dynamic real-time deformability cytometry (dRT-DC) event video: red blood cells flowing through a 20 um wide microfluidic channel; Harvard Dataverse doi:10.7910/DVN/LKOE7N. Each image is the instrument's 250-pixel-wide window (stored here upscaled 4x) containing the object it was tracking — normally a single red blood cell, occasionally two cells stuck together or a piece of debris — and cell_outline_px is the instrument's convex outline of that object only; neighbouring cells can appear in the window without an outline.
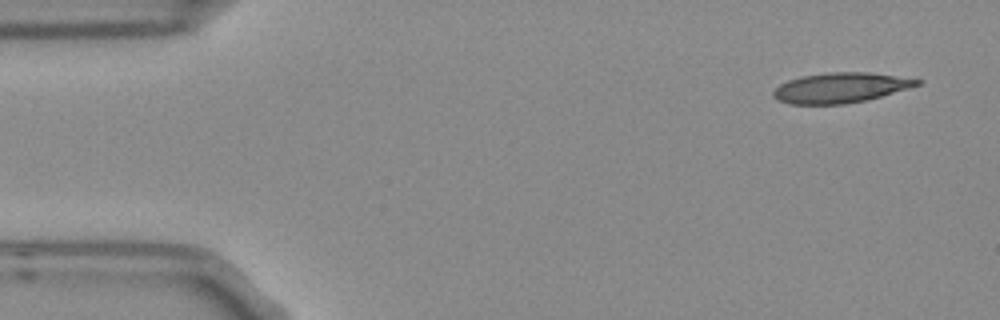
{"species": "Egyptian fruit bat (a non-hibernating species)", "species_latin": "Rousettus aegyptiacus", "temperature_condition": "room temperature", "stored_images_in_passage": 4, "camera_frame_rate_fps": 3000, "um_per_image_px": 0.085, "frame": {"image": 1, "passage_image": 1, "time_ms": 0.0, "image_size_px": [1000, 320], "cell_outline_px": [[924, 80], [920, 84], [908, 88], [868, 100], [844, 104], [788, 104], [776, 100], [772, 96], [772, 92], [780, 84], [788, 80], [800, 76], [828, 72], [868, 72]], "centroid_in_image_um": [71.4, 7.46], "position_along_channel_um": 13.6, "area_um2": 25.32}}
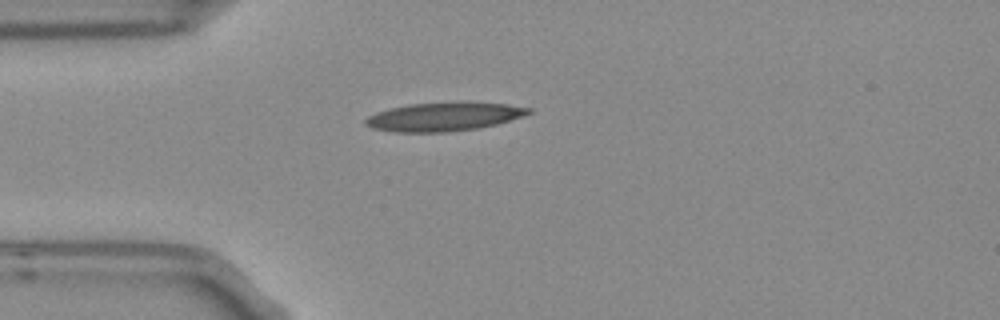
{"frame": {"image": 2, "passage_image": 4, "time_ms": 1.0, "image_size_px": [1000, 320], "cell_outline_px": [[532, 112], [524, 116], [496, 124], [476, 128], [448, 132], [392, 132], [372, 128], [364, 124], [364, 120], [368, 116], [376, 112], [388, 108], [408, 104], [468, 100], [508, 104], [532, 108]], "centroid_in_image_um": [37.74, 9.89], "position_along_channel_um": 47.3, "area_um2": 27.92}}